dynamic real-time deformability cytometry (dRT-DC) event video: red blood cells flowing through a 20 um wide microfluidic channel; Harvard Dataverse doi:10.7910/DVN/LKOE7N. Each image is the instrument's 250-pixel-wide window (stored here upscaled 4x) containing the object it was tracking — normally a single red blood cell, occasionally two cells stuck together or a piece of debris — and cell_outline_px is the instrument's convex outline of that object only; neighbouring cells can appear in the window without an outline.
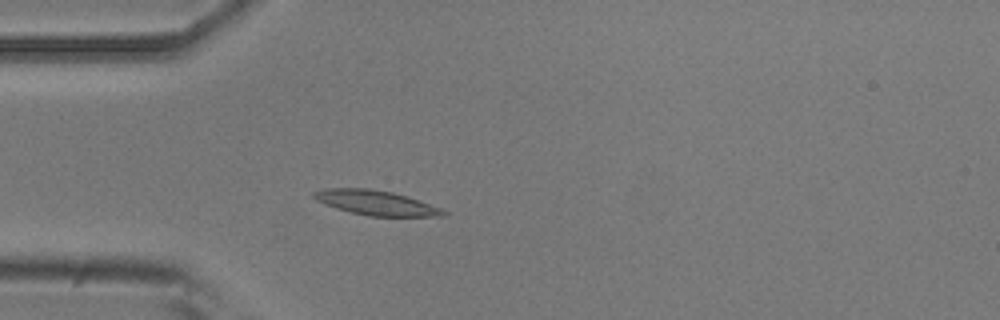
{"species": "common noctule bat (a hibernating species)", "species_latin": "Nyctalus noctula", "temperature_condition": "room temperature", "stored_images_in_passage": 49, "camera_frame_rate_fps": 3000, "um_per_image_px": 0.085, "animal": {"sex": "male", "body_mass_g": 20.5, "forearm_length_mm": 52.5}, "frame": {"image": 1, "passage_image": 12, "time_ms": 3.667, "image_size_px": [1000, 320], "cell_outline_px": [[448, 212], [444, 216], [368, 216], [336, 208], [324, 204], [316, 200], [312, 196], [312, 192], [324, 188], [368, 188], [392, 192], [408, 196], [440, 208]], "centroid_in_image_um": [31.92, 17.22], "position_along_channel_um": 53.1, "area_um2": 18.61}}
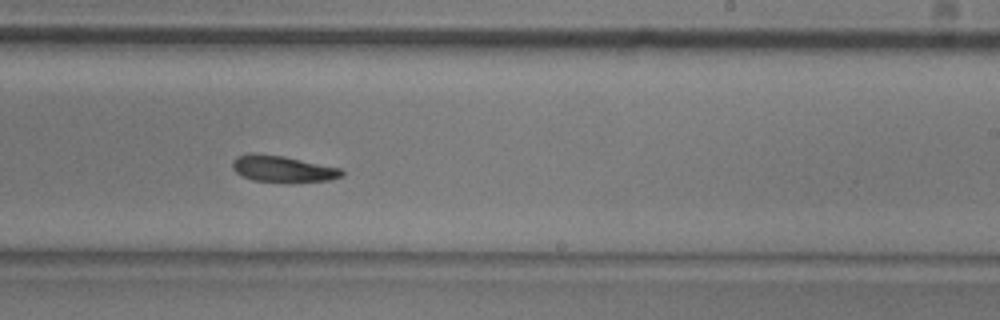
{"frame": {"image": 2, "passage_image": 29, "time_ms": 9.333, "image_size_px": [1000, 320], "cell_outline_px": [[344, 176], [328, 180], [252, 180], [236, 172], [232, 168], [232, 160], [236, 156], [252, 152], [284, 156], [340, 168], [344, 172]], "centroid_in_image_um": [23.98, 14.3], "position_along_channel_um": 265.0, "area_um2": 16.24}}
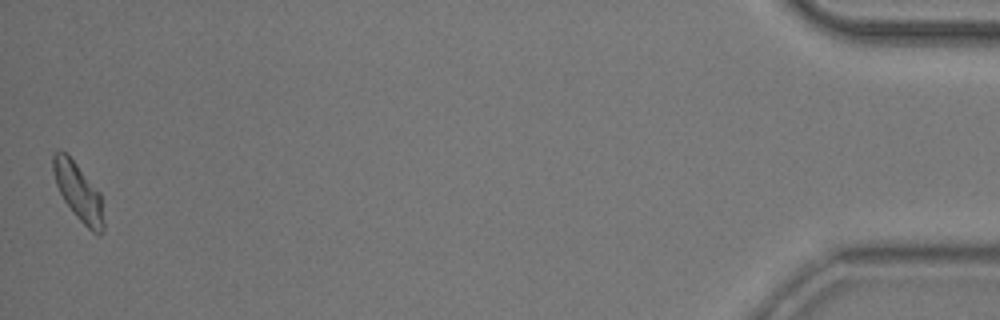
{"frame": {"image": 3, "passage_image": 49, "time_ms": 16.0, "image_size_px": [1000, 320], "cell_outline_px": [[104, 228], [100, 236], [96, 236], [76, 216], [64, 200], [56, 184], [52, 168], [52, 156], [56, 152], [64, 152], [76, 164], [100, 192], [104, 220]], "centroid_in_image_um": [6.69, 16.37], "position_along_channel_um": 428.5, "area_um2": 16.65}, "authors_computed_cell_mechanics": {"area_um2": 17.2244, "velocity_mm_per_s": 3.8631, "shape_relaxation_time_tau1_ms": 4.9787, "shape_relaxation_time_tau2_ms": null, "deformation_change_tau1": 0.1343, "deformation_change_tau2": null}}